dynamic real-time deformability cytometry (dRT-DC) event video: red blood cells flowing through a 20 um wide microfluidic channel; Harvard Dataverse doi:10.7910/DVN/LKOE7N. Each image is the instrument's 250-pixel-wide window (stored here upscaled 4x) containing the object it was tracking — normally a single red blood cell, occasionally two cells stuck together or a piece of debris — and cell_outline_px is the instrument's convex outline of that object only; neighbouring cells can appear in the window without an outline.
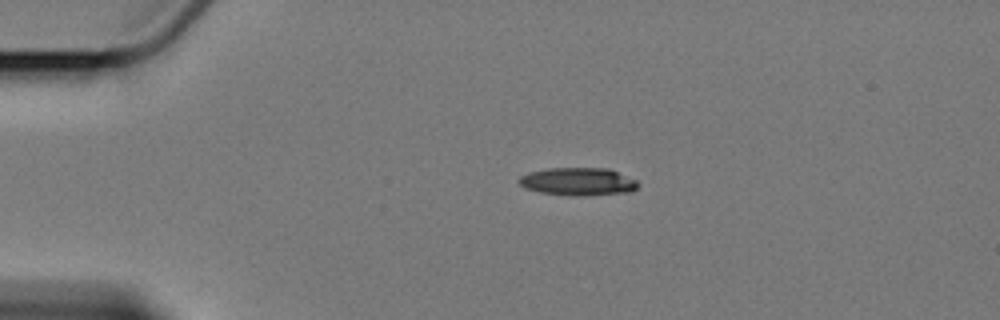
{"species": "Egyptian fruit bat (a non-hibernating species)", "species_latin": "Rousettus aegyptiacus", "temperature_condition": "cold", "stored_images_in_passage": 6, "camera_frame_rate_fps": 3000, "um_per_image_px": 0.085, "animal": {"sex": "female"}, "frame": {"image": 1, "passage_image": 1, "time_ms": 0.0, "image_size_px": [1000, 320], "cell_outline_px": [[640, 184], [632, 192], [580, 196], [576, 196], [540, 192], [524, 188], [516, 180], [520, 176], [528, 172], [548, 168], [608, 168], [636, 180]], "centroid_in_image_um": [49.12, 15.43], "position_along_channel_um": 35.9, "area_um2": 19.42}}
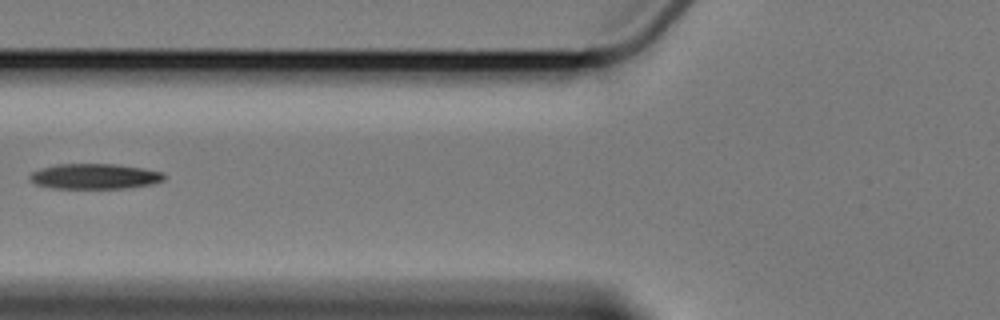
{"frame": {"image": 2, "passage_image": 4, "time_ms": 3.667, "image_size_px": [1000, 320], "cell_outline_px": [[164, 180], [152, 184], [124, 188], [52, 188], [36, 184], [28, 176], [32, 172], [56, 164], [112, 164], [144, 168], [160, 172], [164, 176]], "centroid_in_image_um": [8.04, 14.99], "position_along_channel_um": 117.8, "area_um2": 19.54}}
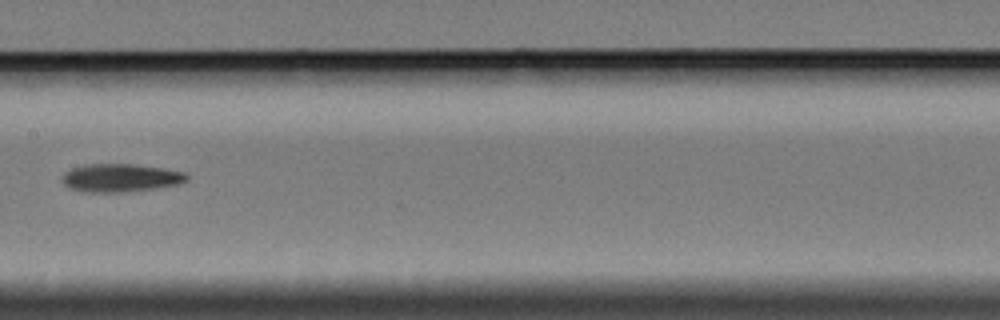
{"frame": {"image": 3, "passage_image": 6, "time_ms": 6.0, "image_size_px": [1000, 320], "cell_outline_px": [[188, 180], [180, 184], [156, 188], [120, 192], [84, 192], [68, 188], [64, 184], [64, 172], [72, 168], [84, 164], [136, 164], [164, 168], [188, 172]], "centroid_in_image_um": [10.29, 15.11], "position_along_channel_um": 197.1, "area_um2": 20.58}}